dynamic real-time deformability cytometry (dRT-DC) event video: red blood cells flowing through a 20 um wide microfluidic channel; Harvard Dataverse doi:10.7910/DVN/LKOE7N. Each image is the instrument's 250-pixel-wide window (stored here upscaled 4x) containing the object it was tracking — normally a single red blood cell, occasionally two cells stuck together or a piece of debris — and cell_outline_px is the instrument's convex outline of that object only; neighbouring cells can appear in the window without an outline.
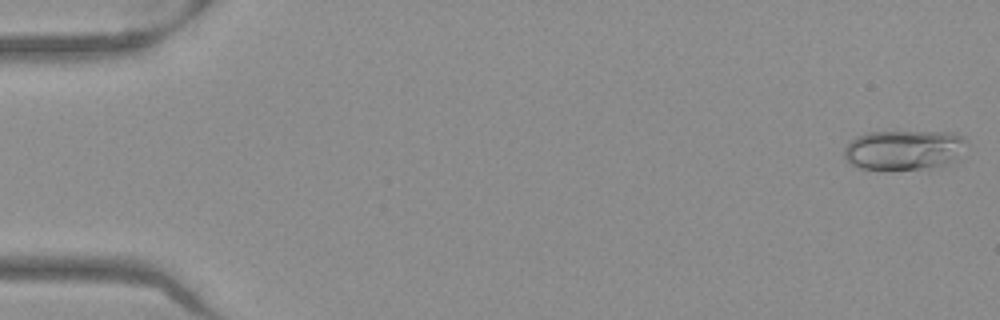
{"species": "Egyptian fruit bat (a non-hibernating species)", "species_latin": "Rousettus aegyptiacus", "temperature_condition": "warm", "stored_images_in_passage": 51, "camera_frame_rate_fps": 3000, "um_per_image_px": 0.085, "frame": {"image": 1, "passage_image": 1, "time_ms": 0.0, "image_size_px": [1000, 320], "cell_outline_px": [[968, 144], [952, 160], [944, 164], [928, 168], [860, 168], [852, 164], [844, 156], [844, 148], [848, 140], [856, 136], [868, 132], [956, 132], [964, 136], [968, 140]], "centroid_in_image_um": [76.83, 12.7], "position_along_channel_um": 8.2, "area_um2": 28.09}}
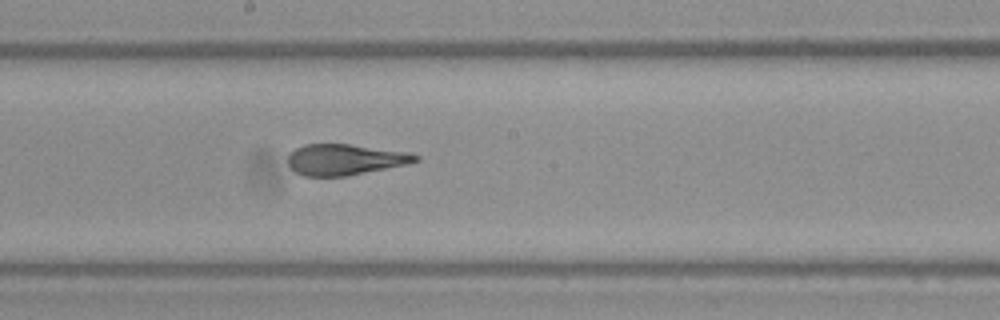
{"frame": {"image": 2, "passage_image": 28, "time_ms": 9.0, "image_size_px": [1000, 320], "cell_outline_px": [[420, 160], [408, 164], [348, 176], [304, 176], [296, 172], [288, 164], [288, 152], [304, 144], [348, 144], [412, 152], [420, 156]], "centroid_in_image_um": [29.35, 13.56], "position_along_channel_um": 218.8, "area_um2": 23.24}}
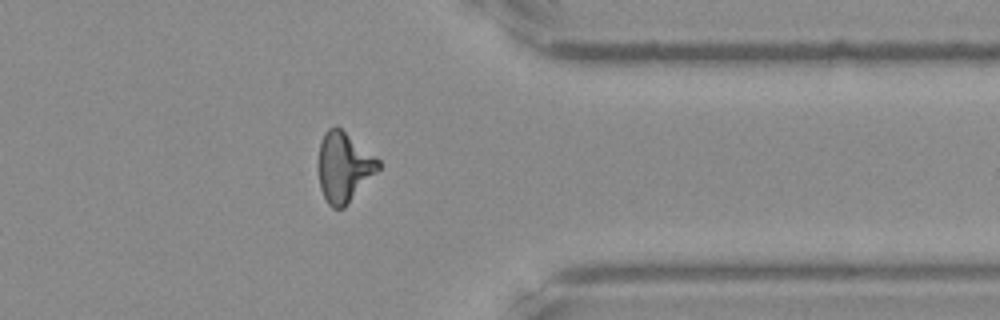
{"frame": {"image": 3, "passage_image": 41, "time_ms": 13.333, "image_size_px": [1000, 320], "cell_outline_px": [[380, 168], [344, 208], [332, 208], [328, 204], [320, 188], [316, 164], [320, 140], [324, 132], [328, 128], [336, 124], [376, 156], [380, 160]], "centroid_in_image_um": [29.19, 14.16], "position_along_channel_um": 382.2, "area_um2": 24.91}, "authors_computed_cell_mechanics": {"area_um2": 23.8136, "velocity_mm_per_s": 3.9834, "shape_relaxation_time_tau1_ms": 7.0195, "shape_relaxation_time_tau2_ms": 1.5144, "deformation_change_tau1": 0.2138, "deformation_change_tau2": 0.0786}}